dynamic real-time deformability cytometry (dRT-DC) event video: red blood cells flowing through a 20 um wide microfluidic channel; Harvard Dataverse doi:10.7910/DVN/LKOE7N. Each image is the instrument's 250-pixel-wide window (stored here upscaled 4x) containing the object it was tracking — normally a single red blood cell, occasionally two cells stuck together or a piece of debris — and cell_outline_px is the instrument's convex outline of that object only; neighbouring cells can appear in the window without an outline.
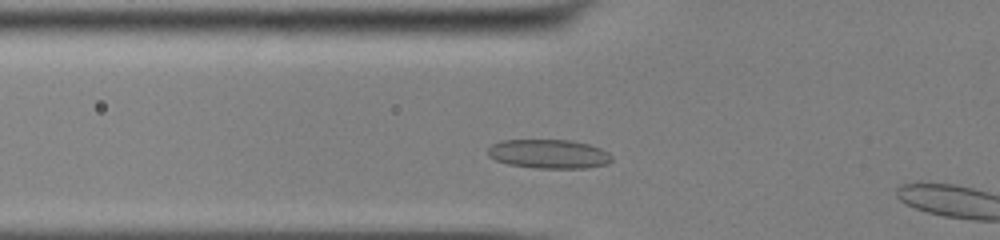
{"species": "common noctule bat (a hibernating species)", "species_latin": "Nyctalus noctula", "temperature_condition": "cold", "stored_images_in_passage": 6, "camera_frame_rate_fps": 3000, "um_per_image_px": 0.085, "animal": {"sex": "male", "body_mass_g": 13.0, "forearm_length_mm": 53.1}, "frame": {"image": 1, "passage_image": 5, "time_ms": 1.333, "image_size_px": [1000, 240], "cell_outline_px": [[612, 160], [608, 164], [584, 168], [540, 168], [508, 164], [496, 160], [488, 156], [488, 148], [492, 144], [500, 140], [572, 140], [592, 144], [608, 152], [612, 156]], "centroid_in_image_um": [46.67, 13.07], "position_along_channel_um": 79.1, "area_um2": 21.1}}